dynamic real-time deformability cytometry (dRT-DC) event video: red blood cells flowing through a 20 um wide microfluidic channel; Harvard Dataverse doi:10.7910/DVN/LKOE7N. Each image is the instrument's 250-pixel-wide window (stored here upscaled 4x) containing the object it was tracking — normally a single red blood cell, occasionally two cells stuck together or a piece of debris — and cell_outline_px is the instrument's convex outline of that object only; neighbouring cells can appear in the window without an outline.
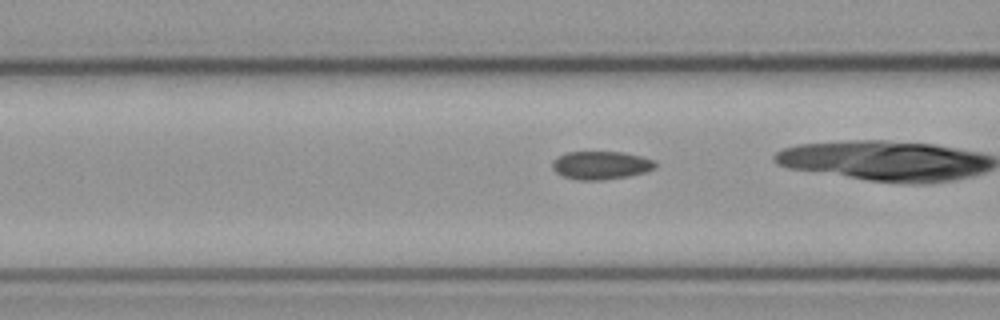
{"species": "common noctule bat (a hibernating species)", "species_latin": "Nyctalus noctula", "temperature_condition": "cold", "stored_images_in_passage": 26, "camera_frame_rate_fps": 3000, "um_per_image_px": 0.085, "animal": {"sex": "male", "body_mass_g": 23.1, "forearm_length_mm": 52.7}, "frame": {"image": 1, "passage_image": 5, "time_ms": 1.333, "image_size_px": [1000, 320], "cell_outline_px": [[656, 168], [648, 172], [628, 176], [600, 180], [580, 180], [564, 176], [556, 172], [552, 168], [552, 160], [568, 152], [624, 152], [656, 160]], "centroid_in_image_um": [51.12, 14.04], "position_along_channel_um": 115.5, "area_um2": 16.94}}
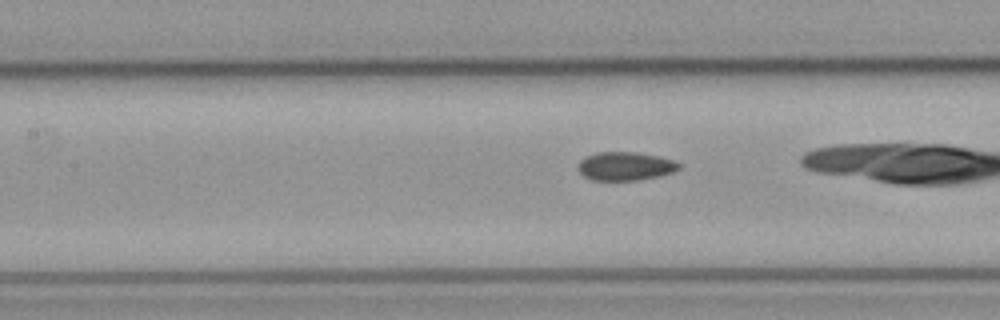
{"frame": {"image": 2, "passage_image": 8, "time_ms": 2.333, "image_size_px": [1000, 320], "cell_outline_px": [[680, 168], [672, 172], [656, 176], [636, 180], [592, 180], [584, 176], [576, 168], [580, 160], [584, 156], [596, 152], [636, 152], [656, 156], [672, 160], [680, 164]], "centroid_in_image_um": [53.08, 14.11], "position_along_channel_um": 154.3, "area_um2": 16.65}}